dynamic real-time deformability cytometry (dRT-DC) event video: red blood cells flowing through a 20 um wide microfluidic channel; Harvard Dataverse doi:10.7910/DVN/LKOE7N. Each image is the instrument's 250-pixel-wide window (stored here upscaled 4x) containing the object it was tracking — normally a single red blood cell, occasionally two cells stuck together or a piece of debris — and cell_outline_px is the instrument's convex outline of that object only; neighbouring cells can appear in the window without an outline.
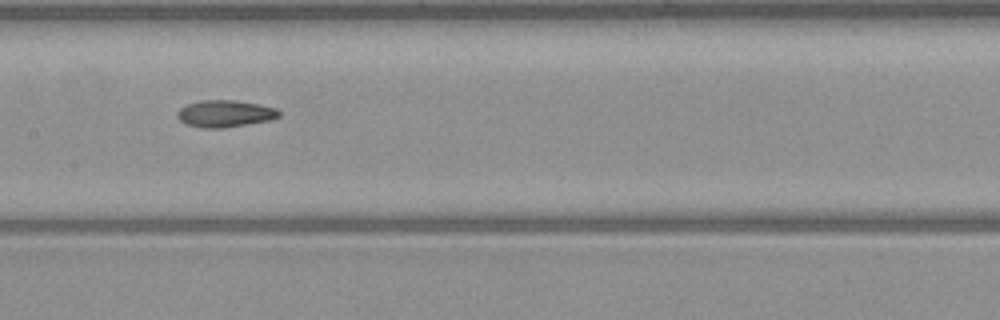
{"species": "common noctule bat (a hibernating species)", "species_latin": "Nyctalus noctula", "temperature_condition": "warm", "stored_images_in_passage": 37, "camera_frame_rate_fps": 3000, "um_per_image_px": 0.085, "animal": {"sex": "male", "body_mass_g": 23.1, "forearm_length_mm": 52.7}, "frame": {"image": 1, "passage_image": 11, "time_ms": 3.333, "image_size_px": [1000, 320], "cell_outline_px": [[280, 116], [272, 120], [220, 128], [204, 128], [188, 124], [180, 120], [176, 116], [176, 112], [180, 108], [188, 104], [200, 100], [236, 100], [260, 104], [276, 108], [280, 112]], "centroid_in_image_um": [19.14, 9.65], "position_along_channel_um": 188.3, "area_um2": 15.95}, "authors_computed_cell_mechanics": {"area_um2": 15.9528, "velocity_mm_per_s": 4.1036, "shape_relaxation_time_tau1_ms": 9.1857, "shape_relaxation_time_tau2_ms": 4.0501, "deformation_change_tau1": 0.2133, "deformation_change_tau2": 0.1089}}